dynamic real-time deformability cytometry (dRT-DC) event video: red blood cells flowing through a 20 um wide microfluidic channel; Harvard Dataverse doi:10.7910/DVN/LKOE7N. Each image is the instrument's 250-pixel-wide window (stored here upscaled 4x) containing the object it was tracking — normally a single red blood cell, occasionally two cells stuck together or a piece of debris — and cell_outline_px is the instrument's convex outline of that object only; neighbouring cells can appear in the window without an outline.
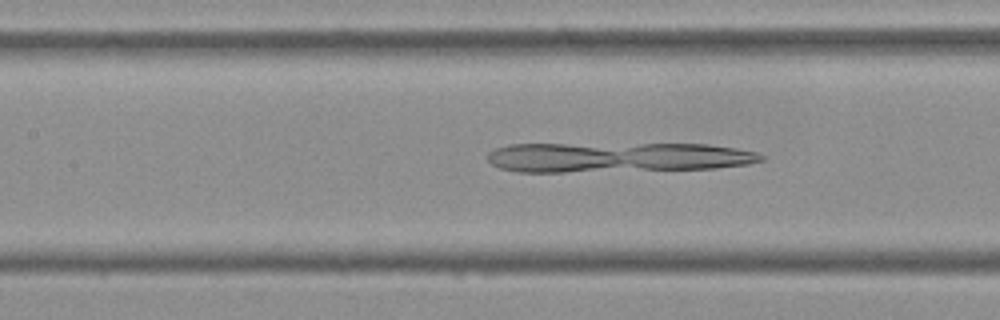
{"species": "Egyptian fruit bat (a non-hibernating species)", "species_latin": "Rousettus aegyptiacus", "temperature_condition": "cold", "stored_images_in_passage": 38, "camera_frame_rate_fps": 3000, "um_per_image_px": 0.085, "frame": {"image": 1, "passage_image": 9, "time_ms": 2.667, "image_size_px": [1000, 320], "cell_outline_px": [[764, 160], [748, 164], [716, 168], [564, 172], [516, 172], [500, 168], [492, 164], [488, 160], [488, 152], [496, 148], [508, 144], [708, 144], [736, 148], [756, 152], [764, 156]], "centroid_in_image_um": [52.45, 13.36], "position_along_channel_um": 155.0, "area_um2": 47.86}}
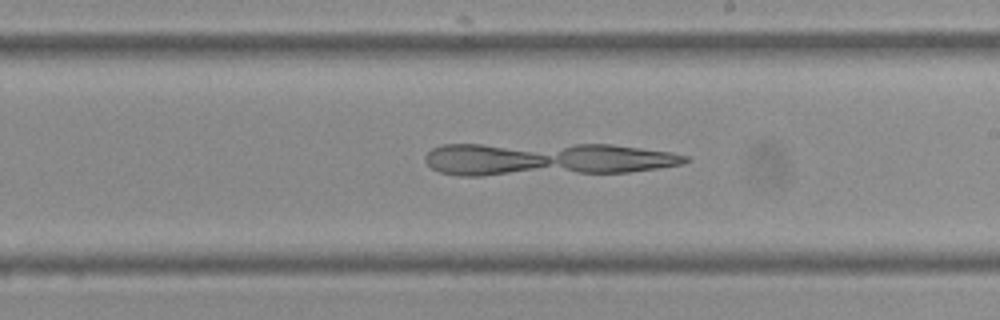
{"frame": {"image": 2, "passage_image": 16, "time_ms": 5.0, "image_size_px": [1000, 320], "cell_outline_px": [[692, 160], [684, 164], [628, 172], [480, 176], [460, 176], [440, 172], [432, 168], [424, 160], [424, 156], [432, 148], [440, 144], [612, 144], [672, 152], [688, 156]], "centroid_in_image_um": [46.42, 13.52], "position_along_channel_um": 242.6, "area_um2": 50.58}}
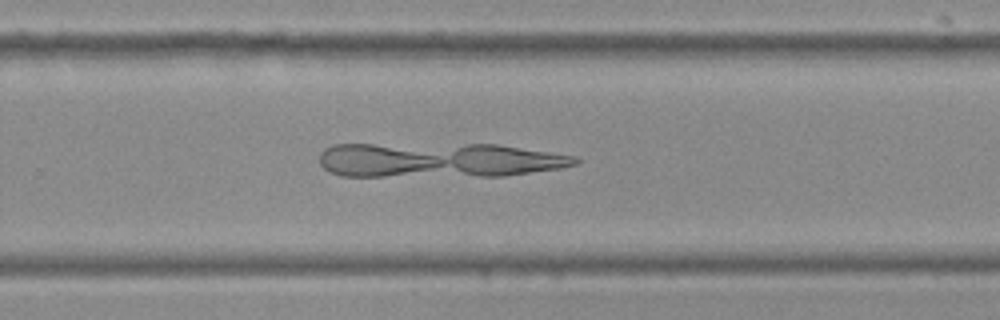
{"frame": {"image": 3, "passage_image": 20, "time_ms": 6.333, "image_size_px": [1000, 320], "cell_outline_px": [[580, 160], [576, 164], [560, 168], [504, 176], [340, 176], [324, 168], [320, 164], [320, 152], [324, 148], [332, 144], [496, 144], [576, 156]], "centroid_in_image_um": [37.26, 13.6], "position_along_channel_um": 292.5, "area_um2": 52.02}}